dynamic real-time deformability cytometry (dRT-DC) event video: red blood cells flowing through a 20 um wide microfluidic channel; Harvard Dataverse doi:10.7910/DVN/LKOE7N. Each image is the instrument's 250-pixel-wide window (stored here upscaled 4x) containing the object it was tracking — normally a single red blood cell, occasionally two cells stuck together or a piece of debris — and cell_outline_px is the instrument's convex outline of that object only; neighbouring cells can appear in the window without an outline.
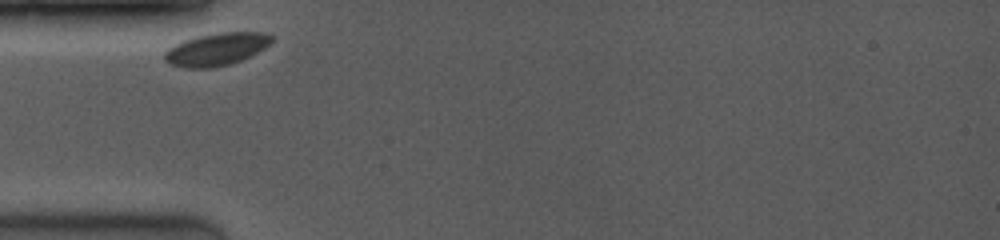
{"species": "common noctule bat (a hibernating species)", "species_latin": "Nyctalus noctula", "temperature_condition": "room temperature", "stored_images_in_passage": 34, "camera_frame_rate_fps": 4000, "um_per_image_px": 0.085, "animal": {"sex": "female", "body_mass_g": 19.0, "forearm_length_mm": 53.3}, "frame": {"image": 1, "passage_image": 1, "time_ms": 0.0, "image_size_px": [1000, 240], "cell_outline_px": [[272, 40], [264, 48], [240, 60], [228, 64], [208, 68], [188, 68], [172, 64], [164, 60], [164, 52], [168, 48], [184, 40], [216, 32], [264, 32], [272, 36]], "centroid_in_image_um": [18.37, 4.17], "position_along_channel_um": 66.6, "area_um2": 19.94}}
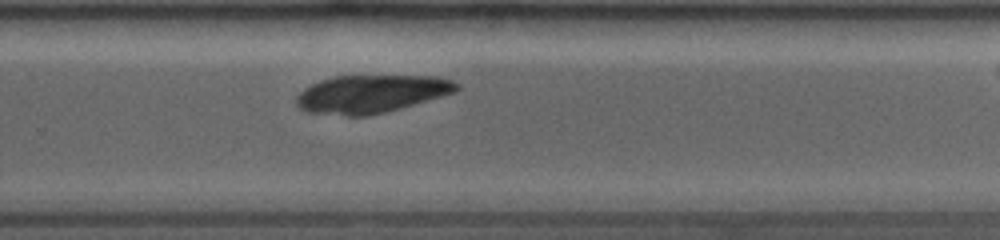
{"frame": {"image": 2, "passage_image": 21, "time_ms": 5.0, "image_size_px": [1000, 240], "cell_outline_px": [[460, 88], [452, 92], [440, 96], [400, 108], [368, 116], [344, 116], [308, 112], [300, 108], [296, 104], [296, 96], [304, 88], [312, 84], [336, 76], [436, 76], [452, 80]], "centroid_in_image_um": [31.5, 7.99], "position_along_channel_um": 298.3, "area_um2": 34.97}}
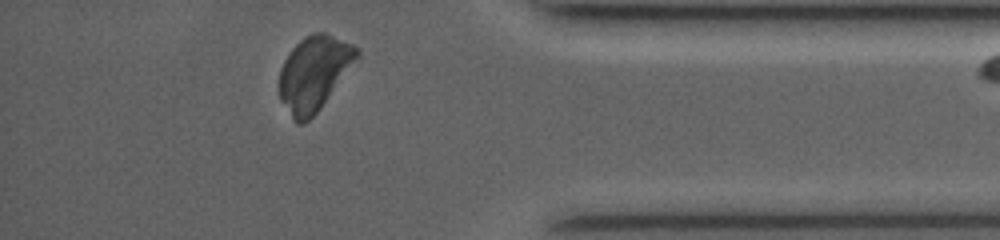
{"frame": {"image": 3, "passage_image": 33, "time_ms": 8.0, "image_size_px": [1000, 240], "cell_outline_px": [[360, 56], [320, 108], [304, 124], [296, 124], [292, 120], [280, 100], [276, 88], [280, 68], [284, 60], [292, 48], [300, 40], [312, 32], [324, 32], [352, 44], [360, 48]], "centroid_in_image_um": [26.65, 6.24], "position_along_channel_um": 408.6, "area_um2": 34.04}}